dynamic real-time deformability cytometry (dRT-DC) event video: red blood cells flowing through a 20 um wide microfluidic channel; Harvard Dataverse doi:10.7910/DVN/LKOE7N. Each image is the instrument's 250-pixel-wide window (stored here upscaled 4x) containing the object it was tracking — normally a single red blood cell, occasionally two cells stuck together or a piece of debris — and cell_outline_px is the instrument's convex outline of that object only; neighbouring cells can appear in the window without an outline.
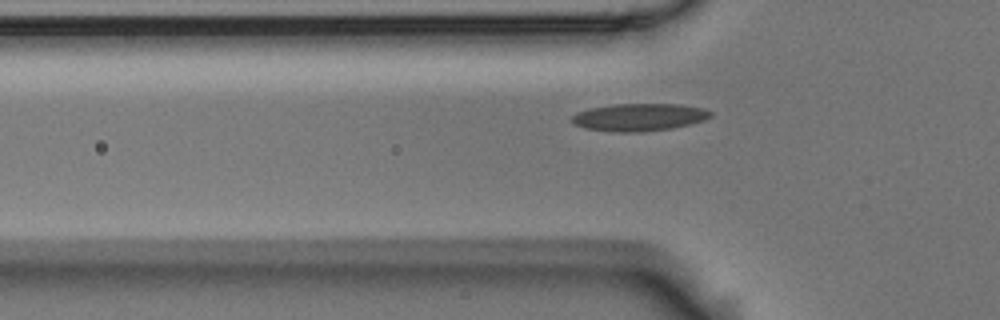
{"species": "Egyptian fruit bat (a non-hibernating species)", "species_latin": "Rousettus aegyptiacus", "temperature_condition": "room temperature", "stored_images_in_passage": 7, "camera_frame_rate_fps": 3000, "um_per_image_px": 0.085, "animal": {"sex": "male"}, "frame": {"image": 1, "passage_image": 5, "time_ms": 1.333, "image_size_px": [1000, 320], "cell_outline_px": [[712, 116], [704, 120], [672, 128], [640, 132], [612, 132], [584, 128], [576, 124], [572, 120], [572, 116], [576, 112], [588, 108], [612, 104], [680, 104], [704, 108], [712, 112]], "centroid_in_image_um": [54.32, 9.95], "position_along_channel_um": 71.5, "area_um2": 22.31}}